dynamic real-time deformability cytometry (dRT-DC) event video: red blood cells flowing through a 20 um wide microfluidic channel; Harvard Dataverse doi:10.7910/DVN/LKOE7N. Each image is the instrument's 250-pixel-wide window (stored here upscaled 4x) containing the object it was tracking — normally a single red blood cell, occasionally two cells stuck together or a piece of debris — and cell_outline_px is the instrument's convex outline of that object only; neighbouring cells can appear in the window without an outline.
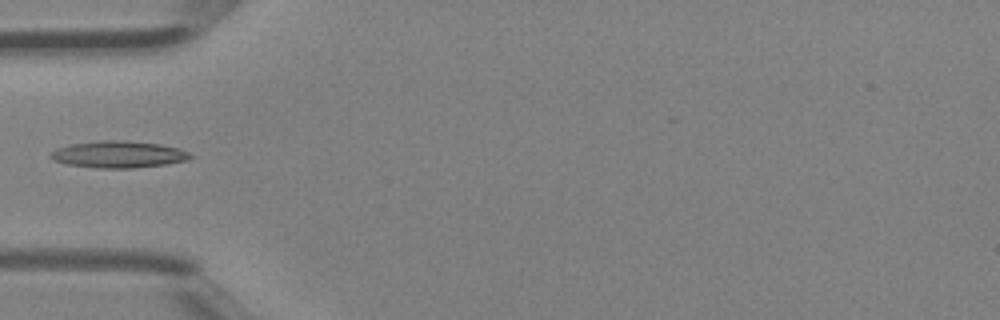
{"species": "Egyptian fruit bat (a non-hibernating species)", "species_latin": "Rousettus aegyptiacus", "temperature_condition": "room temperature", "stored_images_in_passage": 4, "camera_frame_rate_fps": 3000, "um_per_image_px": 0.085, "animal": {"sex": "female"}, "frame": {"image": 1, "passage_image": 4, "time_ms": 1.0, "image_size_px": [1000, 320], "cell_outline_px": [[192, 156], [188, 160], [164, 164], [132, 168], [96, 168], [68, 164], [52, 160], [48, 156], [52, 152], [60, 148], [72, 144], [100, 140], [124, 140], [160, 144], [180, 148], [188, 152]], "centroid_in_image_um": [10.08, 13.12], "position_along_channel_um": 74.9, "area_um2": 21.68}}